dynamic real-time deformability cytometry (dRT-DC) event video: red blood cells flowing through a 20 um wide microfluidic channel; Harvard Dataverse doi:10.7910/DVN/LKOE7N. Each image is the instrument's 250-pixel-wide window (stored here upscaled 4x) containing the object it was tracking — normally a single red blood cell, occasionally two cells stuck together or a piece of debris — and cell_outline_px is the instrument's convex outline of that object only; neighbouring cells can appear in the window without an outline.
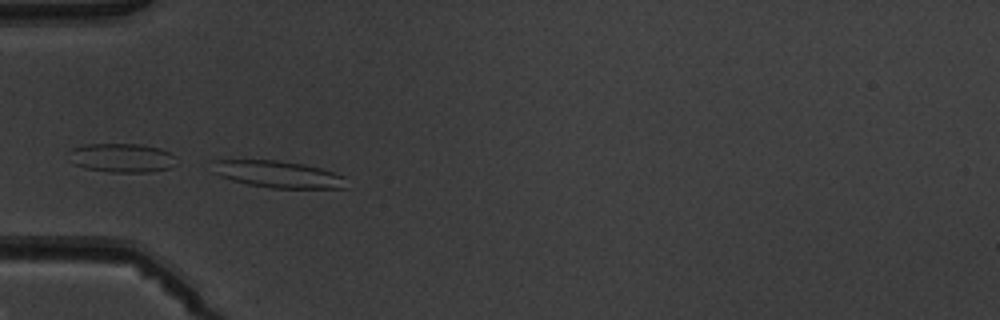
{"species": "common noctule bat (a hibernating species)", "species_latin": "Nyctalus noctula", "temperature_condition": "warm", "stored_images_in_passage": 4, "camera_frame_rate_fps": 3000, "um_per_image_px": 0.085, "animal": {"sex": "male", "body_mass_g": 19.5, "forearm_length_mm": 54.6}, "frame": {"image": 1, "passage_image": 3, "time_ms": 2.0, "image_size_px": [1000, 320], "cell_outline_px": [[348, 188], [272, 188], [248, 184], [232, 180], [220, 176], [212, 172], [208, 160], [276, 160], [304, 164], [320, 168], [344, 176]], "centroid_in_image_um": [23.57, 14.8], "position_along_channel_um": 61.4, "area_um2": 21.15}}